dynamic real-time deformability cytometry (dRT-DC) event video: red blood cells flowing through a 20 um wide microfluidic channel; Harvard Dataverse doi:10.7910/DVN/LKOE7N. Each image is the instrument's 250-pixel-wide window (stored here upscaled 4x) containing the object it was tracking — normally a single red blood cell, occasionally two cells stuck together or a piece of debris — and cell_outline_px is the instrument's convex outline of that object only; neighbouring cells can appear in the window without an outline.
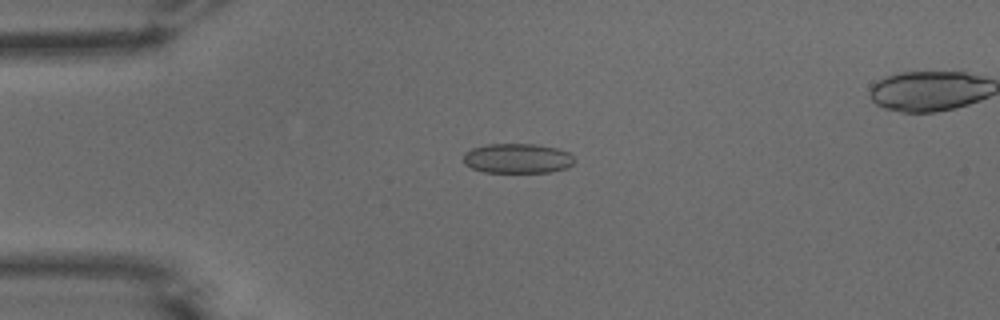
{"species": "common noctule bat (a hibernating species)", "species_latin": "Nyctalus noctula", "temperature_condition": "warm", "stored_images_in_passage": 53, "camera_frame_rate_fps": 3000, "um_per_image_px": 0.085, "animal": {"sex": "male", "body_mass_g": 15.6}, "frame": {"image": 1, "passage_image": 13, "time_ms": 4.0, "image_size_px": [1000, 320], "cell_outline_px": [[576, 160], [568, 168], [548, 172], [484, 172], [472, 168], [464, 164], [464, 152], [472, 148], [488, 144], [536, 144], [556, 148], [568, 152]], "centroid_in_image_um": [43.98, 13.46], "position_along_channel_um": 41.0, "area_um2": 19.31}}
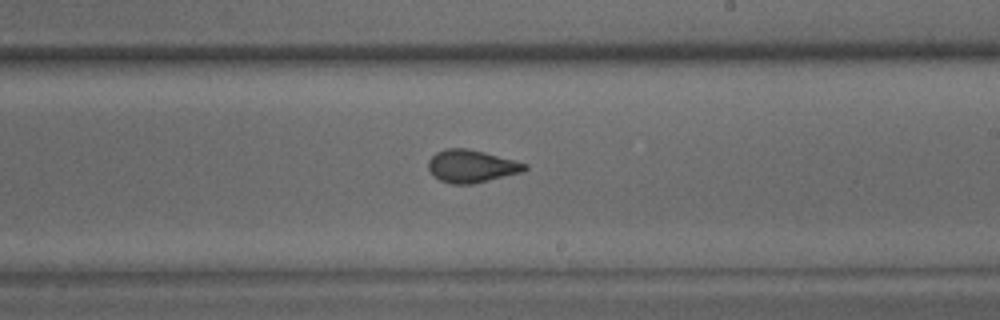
{"frame": {"image": 2, "passage_image": 31, "time_ms": 10.0, "image_size_px": [1000, 320], "cell_outline_px": [[528, 168], [524, 172], [472, 184], [452, 184], [440, 180], [428, 168], [428, 160], [436, 152], [444, 148], [468, 148], [484, 152], [528, 164]], "centroid_in_image_um": [40.09, 14.12], "position_along_channel_um": 248.9, "area_um2": 18.32}}
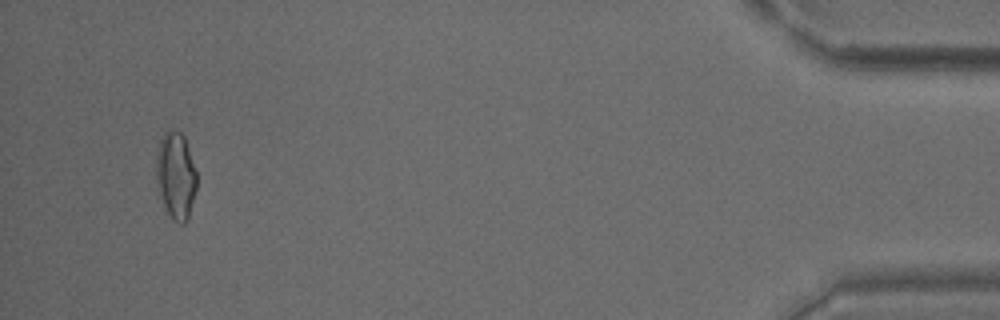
{"frame": {"image": 3, "passage_image": 50, "time_ms": 16.333, "image_size_px": [1000, 320], "cell_outline_px": [[196, 188], [188, 220], [184, 224], [180, 224], [172, 220], [156, 188], [156, 152], [160, 140], [164, 132], [168, 128], [172, 128], [180, 132], [184, 136], [196, 172]], "centroid_in_image_um": [14.92, 14.91], "position_along_channel_um": 420.3, "area_um2": 20.75}, "authors_computed_cell_mechanics": {"area_um2": 18.6694, "velocity_mm_per_s": 3.8828, "shape_relaxation_time_tau1_ms": 8.5154, "shape_relaxation_time_tau2_ms": 0.8302, "deformation_change_tau1": 0.1673, "deformation_change_tau2": 0.0599}}